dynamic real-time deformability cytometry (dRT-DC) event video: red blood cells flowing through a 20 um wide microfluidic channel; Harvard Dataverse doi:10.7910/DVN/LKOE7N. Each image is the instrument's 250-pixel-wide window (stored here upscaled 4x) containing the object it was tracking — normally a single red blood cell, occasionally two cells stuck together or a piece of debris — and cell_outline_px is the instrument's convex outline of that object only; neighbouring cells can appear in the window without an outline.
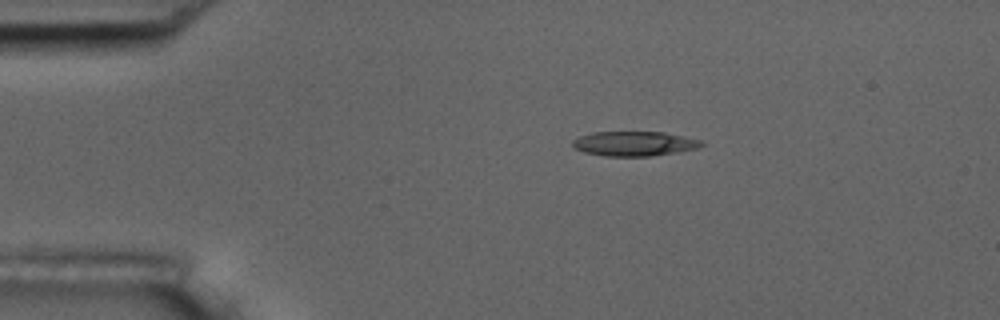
{"species": "common noctule bat (a hibernating species)", "species_latin": "Nyctalus noctula", "temperature_condition": "room temperature", "stored_images_in_passage": 2, "camera_frame_rate_fps": 3000, "um_per_image_px": 0.085, "animal": {"sex": "male", "body_mass_g": 17.5, "forearm_length_mm": 52.3}, "frame": {"image": 1, "passage_image": 1, "time_ms": 0.0, "image_size_px": [1000, 320], "cell_outline_px": [[704, 144], [696, 148], [680, 152], [652, 156], [604, 156], [584, 152], [576, 148], [572, 144], [572, 140], [580, 136], [592, 132], [664, 132], [684, 136], [700, 140]], "centroid_in_image_um": [53.91, 12.21], "position_along_channel_um": 31.1, "area_um2": 18.5}}